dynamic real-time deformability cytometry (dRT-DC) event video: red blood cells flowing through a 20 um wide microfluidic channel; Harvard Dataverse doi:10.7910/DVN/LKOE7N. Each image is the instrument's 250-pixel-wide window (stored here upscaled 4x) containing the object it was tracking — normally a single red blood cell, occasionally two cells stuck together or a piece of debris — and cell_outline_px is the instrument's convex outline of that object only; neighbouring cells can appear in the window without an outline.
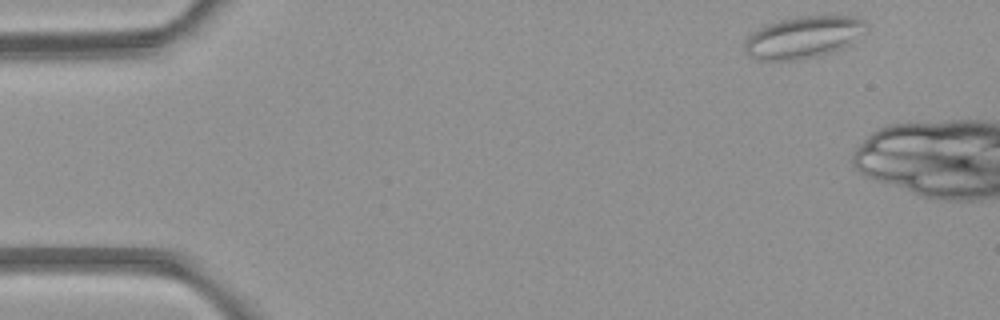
{"species": "common noctule bat (a hibernating species)", "species_latin": "Nyctalus noctula", "temperature_condition": "room temperature", "stored_images_in_passage": 3, "camera_frame_rate_fps": 3000, "um_per_image_px": 0.085, "animal": {"sex": "female", "body_mass_g": 21.9}, "frame": {"image": 1, "passage_image": 1, "time_ms": 0.0, "image_size_px": [1000, 320], "cell_outline_px": [[868, 32], [840, 48], [816, 56], [792, 60], [756, 60], [744, 48], [744, 44], [748, 36], [756, 28], [764, 24], [780, 20], [800, 16], [856, 16], [864, 20]], "centroid_in_image_um": [68.28, 3.14], "position_along_channel_um": 16.7, "area_um2": 29.54}}